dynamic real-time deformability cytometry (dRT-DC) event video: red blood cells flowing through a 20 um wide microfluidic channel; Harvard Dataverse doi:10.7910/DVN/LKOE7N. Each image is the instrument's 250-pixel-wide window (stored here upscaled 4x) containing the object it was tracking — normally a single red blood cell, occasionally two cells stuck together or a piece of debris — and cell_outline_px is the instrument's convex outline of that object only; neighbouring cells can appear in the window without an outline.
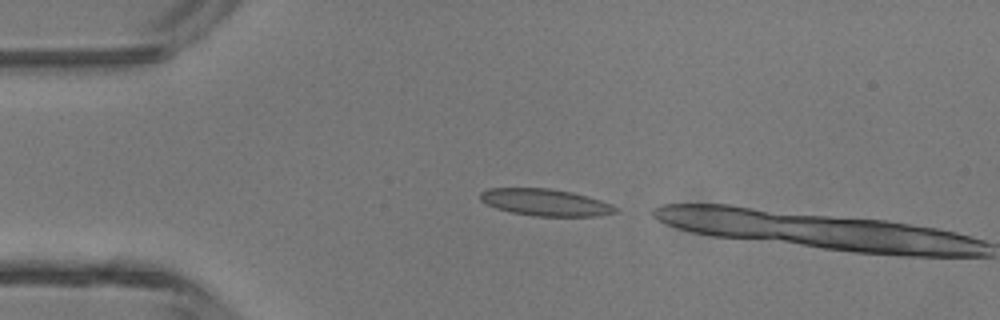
{"species": "common noctule bat (a hibernating species)", "species_latin": "Nyctalus noctula", "temperature_condition": "room temperature", "stored_images_in_passage": 2, "camera_frame_rate_fps": 3000, "um_per_image_px": 0.085, "animal": {"sex": "male", "body_mass_g": 13.3}, "frame": {"image": 1, "passage_image": 1, "time_ms": 0.0, "image_size_px": [1000, 320], "cell_outline_px": [[616, 212], [600, 216], [536, 216], [512, 212], [496, 208], [480, 200], [480, 192], [488, 188], [548, 188], [572, 192], [588, 196], [612, 204], [616, 208]], "centroid_in_image_um": [46.36, 17.2], "position_along_channel_um": 38.6, "area_um2": 21.1}}